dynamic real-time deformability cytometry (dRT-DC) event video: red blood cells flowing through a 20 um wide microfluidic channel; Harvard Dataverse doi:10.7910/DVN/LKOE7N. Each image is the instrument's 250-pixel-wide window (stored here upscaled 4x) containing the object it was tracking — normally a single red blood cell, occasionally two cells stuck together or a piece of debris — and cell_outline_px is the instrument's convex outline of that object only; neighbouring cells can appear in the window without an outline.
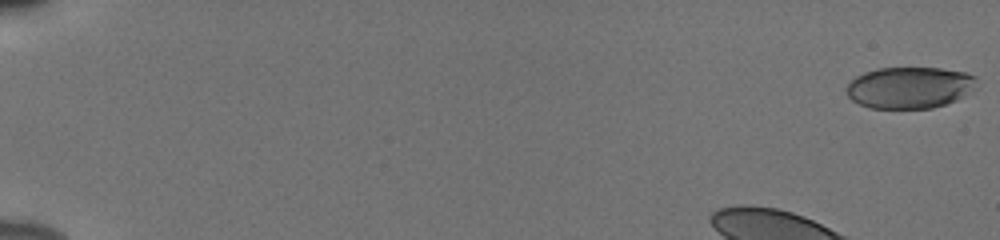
{"species": "human", "species_latin": "Homo sapiens", "temperature_condition": "cold", "stored_images_in_passage": 52, "camera_frame_rate_fps": 3000, "um_per_image_px": 0.085, "donor": {"sex": "male"}, "frame": {"image": 1, "passage_image": 1, "time_ms": 0.0, "image_size_px": [1000, 240], "cell_outline_px": [[976, 88], [956, 100], [932, 108], [868, 108], [852, 100], [848, 96], [848, 84], [856, 76], [864, 72], [876, 68], [940, 68], [964, 72], [976, 76]], "centroid_in_image_um": [77.33, 7.44], "position_along_channel_um": 7.7, "area_um2": 31.44}}
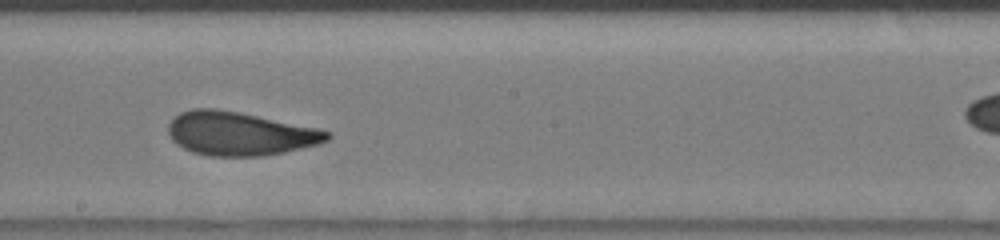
{"frame": {"image": 2, "passage_image": 29, "time_ms": 9.333, "image_size_px": [1000, 240], "cell_outline_px": [[332, 136], [328, 140], [316, 144], [284, 152], [260, 156], [208, 156], [192, 152], [176, 144], [172, 140], [168, 132], [168, 124], [180, 112], [192, 108], [216, 108], [320, 128], [332, 132]], "centroid_in_image_um": [20.37, 11.35], "position_along_channel_um": 227.8, "area_um2": 40.34}}
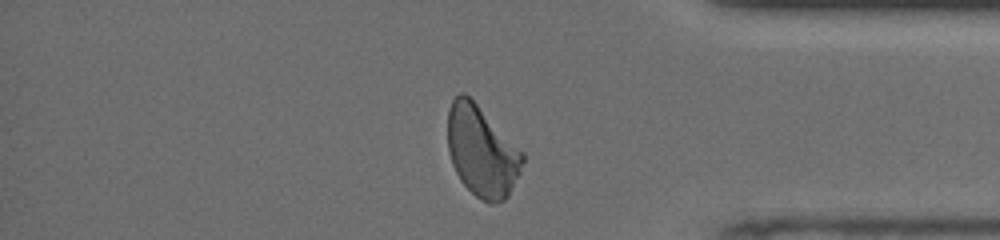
{"frame": {"image": 3, "passage_image": 43, "time_ms": 14.0, "image_size_px": [1000, 240], "cell_outline_px": [[524, 160], [520, 172], [508, 196], [504, 200], [492, 204], [488, 204], [480, 200], [460, 180], [452, 164], [448, 152], [448, 108], [452, 100], [460, 92], [464, 92], [524, 152]], "centroid_in_image_um": [40.95, 12.88], "position_along_channel_um": 394.3, "area_um2": 39.42}, "authors_computed_cell_mechanics": {"area_um2": 39.3618, "velocity_mm_per_s": 3.837, "shape_relaxation_time_tau1_ms": 3.54, "shape_relaxation_time_tau2_ms": 1.3684, "deformation_change_tau1": 0.1508, "deformation_change_tau2": 0.0801}}